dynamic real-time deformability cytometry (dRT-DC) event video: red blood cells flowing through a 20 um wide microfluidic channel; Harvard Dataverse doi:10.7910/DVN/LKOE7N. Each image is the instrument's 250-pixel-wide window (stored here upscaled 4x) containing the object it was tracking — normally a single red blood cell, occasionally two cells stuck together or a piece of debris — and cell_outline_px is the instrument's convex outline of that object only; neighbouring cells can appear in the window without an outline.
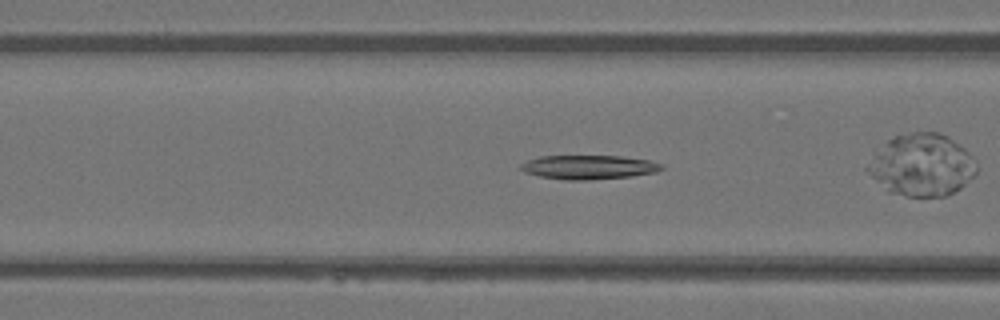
{"species": "Egyptian fruit bat (a non-hibernating species)", "species_latin": "Rousettus aegyptiacus", "temperature_condition": "warm", "stored_images_in_passage": 38, "camera_frame_rate_fps": 3000, "um_per_image_px": 0.085, "animal": {"sex": "female"}, "frame": {"image": 1, "passage_image": 15, "time_ms": 4.667, "image_size_px": [1000, 320], "cell_outline_px": [[664, 168], [656, 172], [632, 176], [588, 180], [564, 180], [540, 176], [524, 172], [520, 168], [520, 164], [528, 160], [540, 156], [620, 156], [652, 160], [664, 164]], "centroid_in_image_um": [50.08, 14.21], "position_along_channel_um": 116.5, "area_um2": 19.88}}
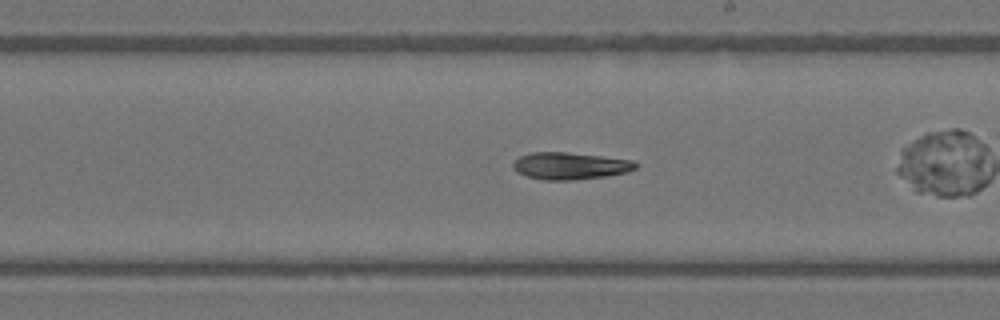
{"frame": {"image": 2, "passage_image": 24, "time_ms": 7.667, "image_size_px": [1000, 320], "cell_outline_px": [[636, 168], [624, 172], [604, 176], [572, 180], [544, 180], [528, 176], [516, 172], [512, 168], [512, 164], [520, 156], [528, 152], [568, 152], [604, 156], [632, 160], [636, 164]], "centroid_in_image_um": [48.4, 14.08], "position_along_channel_um": 240.6, "area_um2": 19.25}}
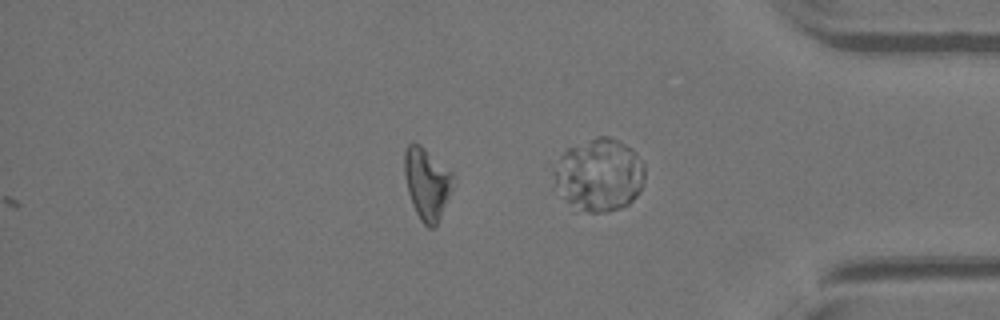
{"frame": {"image": 3, "passage_image": 38, "time_ms": 12.333, "image_size_px": [1000, 320], "cell_outline_px": [[456, 180], [440, 216], [436, 224], [432, 228], [428, 228], [420, 220], [412, 204], [408, 192], [404, 172], [404, 152], [408, 144], [420, 144], [452, 172]], "centroid_in_image_um": [36.29, 15.59], "position_along_channel_um": 398.9, "area_um2": 20.17}, "authors_computed_cell_mechanics": {"area_um2": 19.8543, "velocity_mm_per_s": 4.1416, "shape_relaxation_time_tau1_ms": 3.1493, "shape_relaxation_time_tau2_ms": null, "deformation_change_tau1": 0.1472, "deformation_change_tau2": null}}